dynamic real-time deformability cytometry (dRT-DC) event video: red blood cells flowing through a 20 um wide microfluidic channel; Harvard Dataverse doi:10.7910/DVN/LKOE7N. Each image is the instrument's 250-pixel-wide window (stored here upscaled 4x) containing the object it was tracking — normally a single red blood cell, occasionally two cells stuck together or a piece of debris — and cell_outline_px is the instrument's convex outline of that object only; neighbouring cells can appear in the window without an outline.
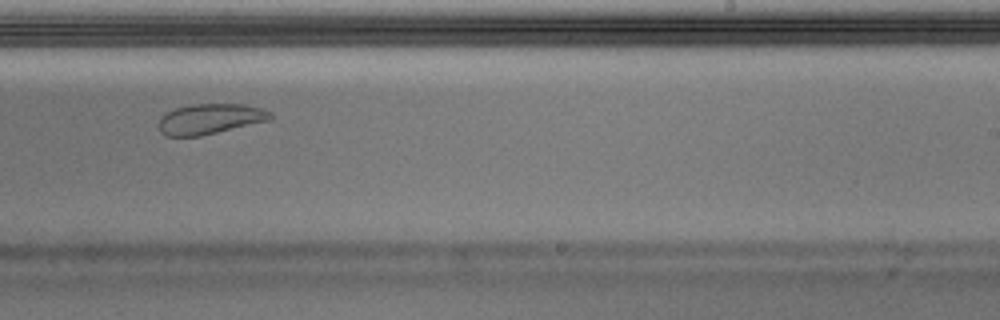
{"species": "Egyptian fruit bat (a non-hibernating species)", "species_latin": "Rousettus aegyptiacus", "temperature_condition": "warm", "stored_images_in_passage": 45, "camera_frame_rate_fps": 3000, "um_per_image_px": 0.085, "animal": {"sex": "male"}, "frame": {"image": 1, "passage_image": 26, "time_ms": 8.333, "image_size_px": [1000, 320], "cell_outline_px": [[272, 120], [200, 136], [164, 136], [160, 132], [160, 116], [176, 108], [192, 104], [244, 104], [264, 108], [272, 112]], "centroid_in_image_um": [17.9, 10.1], "position_along_channel_um": 271.1, "area_um2": 19.88}, "authors_computed_cell_mechanics": {"area_um2": 22.4264, "velocity_mm_per_s": 3.9548, "shape_relaxation_time_tau1_ms": null, "shape_relaxation_time_tau2_ms": 1.4233, "deformation_change_tau1": null, "deformation_change_tau2": 0.0759}}